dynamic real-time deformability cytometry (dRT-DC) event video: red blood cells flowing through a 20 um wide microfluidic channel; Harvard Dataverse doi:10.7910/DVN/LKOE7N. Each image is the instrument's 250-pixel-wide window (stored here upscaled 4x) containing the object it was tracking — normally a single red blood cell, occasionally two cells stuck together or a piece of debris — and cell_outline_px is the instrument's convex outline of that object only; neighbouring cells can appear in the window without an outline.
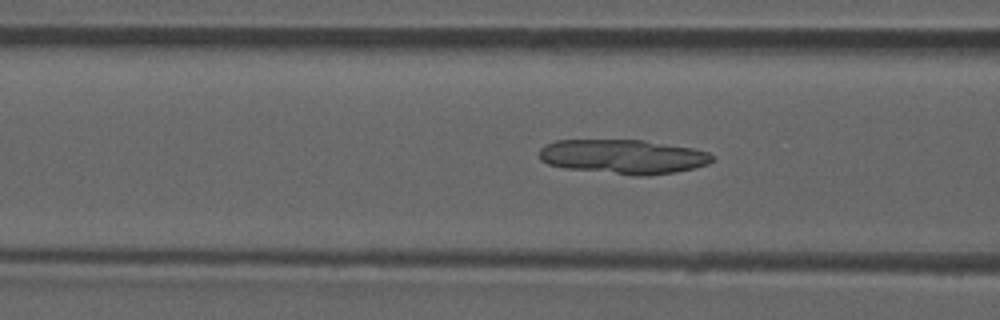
{"species": "common noctule bat (a hibernating species)", "species_latin": "Nyctalus noctula", "temperature_condition": "room temperature", "stored_images_in_passage": 17, "camera_frame_rate_fps": 3000, "um_per_image_px": 0.085, "animal": {"sex": "male", "forearm_length_mm": 52.5}, "frame": {"image": 1, "passage_image": 12, "time_ms": 3.667, "image_size_px": [1000, 320], "cell_outline_px": [[716, 160], [708, 164], [696, 168], [676, 172], [648, 176], [632, 176], [564, 168], [548, 164], [540, 160], [540, 148], [544, 144], [556, 140], [644, 140], [692, 148], [708, 152], [716, 156]], "centroid_in_image_um": [53.0, 13.33], "position_along_channel_um": 113.6, "area_um2": 35.2}}